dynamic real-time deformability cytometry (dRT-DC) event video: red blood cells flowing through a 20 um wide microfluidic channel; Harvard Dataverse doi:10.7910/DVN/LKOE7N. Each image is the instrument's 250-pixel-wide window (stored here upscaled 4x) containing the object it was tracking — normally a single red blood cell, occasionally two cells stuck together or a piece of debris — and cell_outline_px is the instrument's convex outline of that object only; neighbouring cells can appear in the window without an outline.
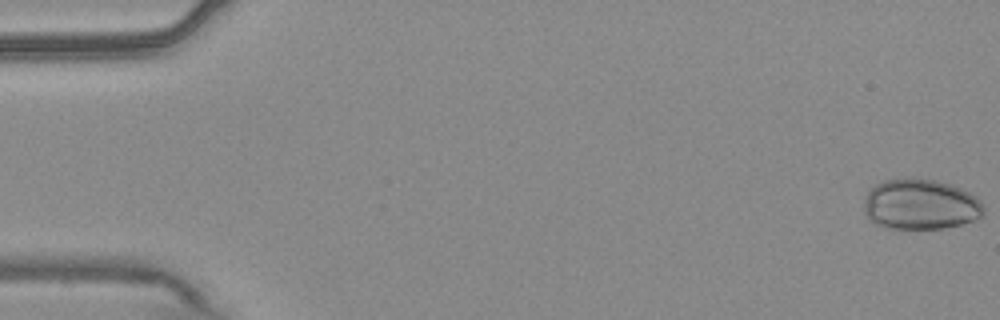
{"species": "common noctule bat (a hibernating species)", "species_latin": "Nyctalus noctula", "temperature_condition": "warm", "stored_images_in_passage": 55, "camera_frame_rate_fps": 3000, "um_per_image_px": 0.085, "animal": {"sex": "male", "body_mass_g": 20.4}, "frame": {"image": 1, "passage_image": 1, "time_ms": 0.0, "image_size_px": [1000, 320], "cell_outline_px": [[984, 216], [960, 224], [944, 228], [888, 228], [876, 224], [864, 212], [864, 200], [868, 192], [876, 184], [884, 180], [936, 180], [952, 184], [976, 196], [980, 200], [984, 208]], "centroid_in_image_um": [78.27, 17.39], "position_along_channel_um": 6.7, "area_um2": 34.74}}
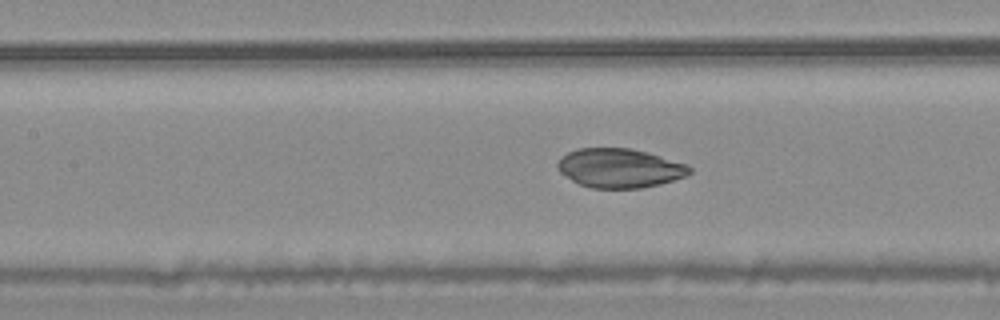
{"frame": {"image": 2, "passage_image": 25, "time_ms": 8.0, "image_size_px": [1000, 320], "cell_outline_px": [[692, 172], [688, 176], [660, 184], [640, 188], [592, 188], [580, 184], [572, 180], [560, 172], [556, 168], [556, 164], [560, 156], [568, 152], [580, 148], [632, 148], [648, 152], [688, 164], [692, 168]], "centroid_in_image_um": [52.69, 14.28], "position_along_channel_um": 154.7, "area_um2": 30.4}}
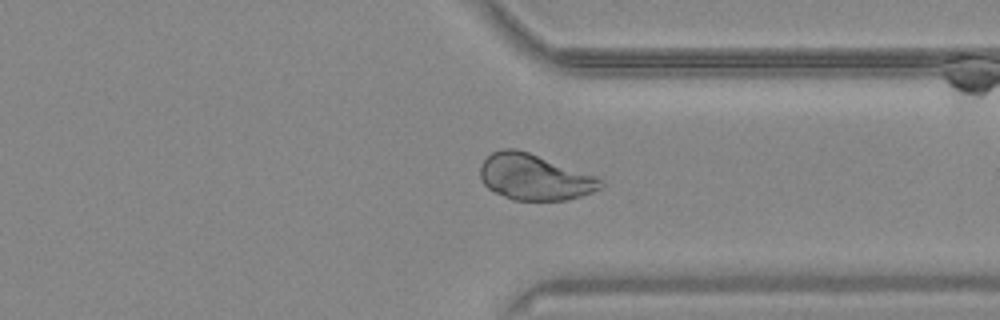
{"frame": {"image": 3, "passage_image": 42, "time_ms": 13.667, "image_size_px": [1000, 320], "cell_outline_px": [[604, 184], [600, 188], [592, 192], [568, 200], [512, 200], [488, 188], [484, 184], [480, 176], [480, 164], [492, 152], [500, 148], [516, 148], [528, 152], [596, 176], [604, 180]], "centroid_in_image_um": [45.42, 15.05], "position_along_channel_um": 366.0, "area_um2": 32.14}}